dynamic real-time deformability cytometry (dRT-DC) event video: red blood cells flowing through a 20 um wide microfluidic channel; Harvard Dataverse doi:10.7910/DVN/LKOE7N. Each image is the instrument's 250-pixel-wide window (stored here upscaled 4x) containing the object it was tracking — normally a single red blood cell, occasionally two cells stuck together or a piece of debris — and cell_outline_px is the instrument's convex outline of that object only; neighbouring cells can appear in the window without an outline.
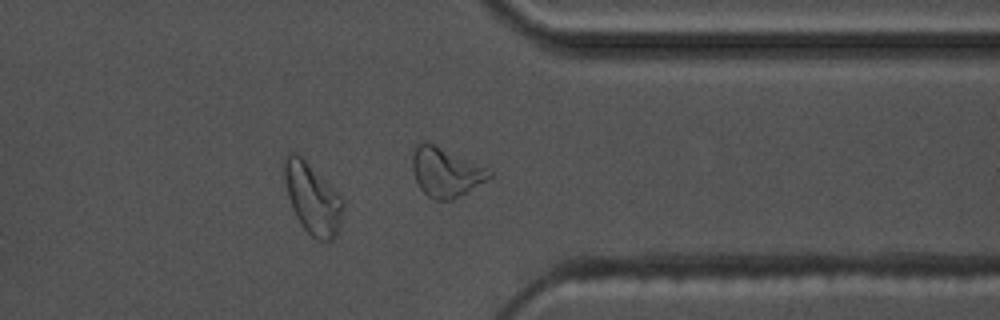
{"species": "common noctule bat (a hibernating species)", "species_latin": "Nyctalus noctula", "temperature_condition": "warm", "stored_images_in_passage": 44, "camera_frame_rate_fps": 3000, "um_per_image_px": 0.085, "animal": {"sex": "male", "body_mass_g": 17.5, "forearm_length_mm": 52.3}, "frame": {"image": 1, "passage_image": 32, "time_ms": 10.333, "image_size_px": [1000, 320], "cell_outline_px": [[344, 208], [340, 224], [332, 240], [316, 240], [300, 224], [292, 208], [288, 196], [284, 180], [284, 156], [288, 152], [296, 152], [344, 200]], "centroid_in_image_um": [26.54, 16.88], "position_along_channel_um": 384.9, "area_um2": 23.7}, "authors_computed_cell_mechanics": {"area_um2": 19.5364, "velocity_mm_per_s": 3.6266, "shape_relaxation_time_tau1_ms": 6.4343, "shape_relaxation_time_tau2_ms": 2.0695, "deformation_change_tau1": 0.1936, "deformation_change_tau2": 0.0936}}